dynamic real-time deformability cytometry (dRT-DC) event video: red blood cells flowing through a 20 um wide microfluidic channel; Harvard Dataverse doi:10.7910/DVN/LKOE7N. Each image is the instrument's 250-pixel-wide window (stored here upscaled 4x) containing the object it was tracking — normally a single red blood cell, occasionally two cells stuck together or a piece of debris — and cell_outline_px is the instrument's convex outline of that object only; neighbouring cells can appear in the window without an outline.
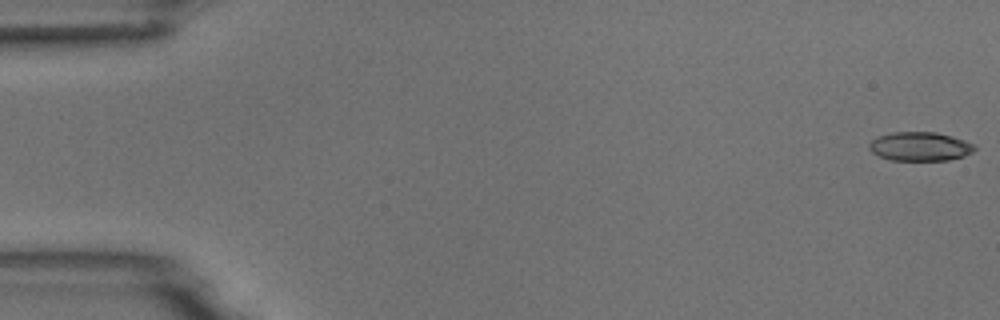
{"species": "common noctule bat (a hibernating species)", "species_latin": "Nyctalus noctula", "temperature_condition": "room temperature", "stored_images_in_passage": 9, "camera_frame_rate_fps": 3000, "um_per_image_px": 0.085, "animal": {"sex": "male", "body_mass_g": 18.8}, "frame": {"image": 1, "passage_image": 1, "time_ms": 0.0, "image_size_px": [1000, 320], "cell_outline_px": [[976, 148], [972, 152], [964, 156], [948, 160], [888, 160], [872, 152], [868, 148], [868, 144], [876, 136], [892, 132], [936, 132], [952, 136], [976, 144]], "centroid_in_image_um": [78.19, 12.44], "position_along_channel_um": 6.8, "area_um2": 17.92}}
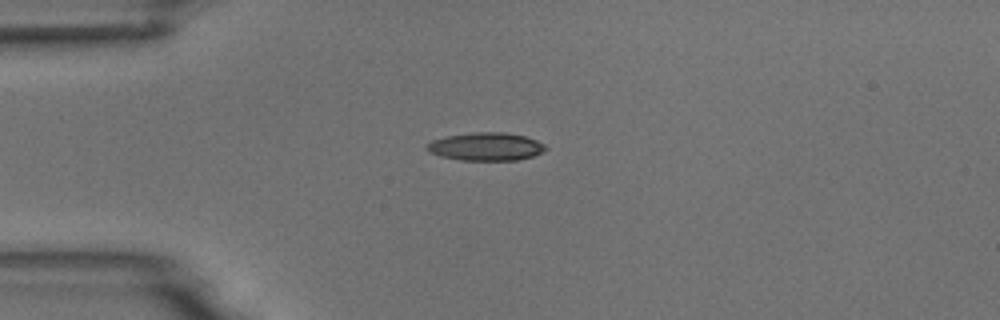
{"frame": {"image": 2, "passage_image": 4, "time_ms": 4.333, "image_size_px": [1000, 320], "cell_outline_px": [[548, 148], [544, 152], [532, 156], [516, 160], [460, 160], [440, 156], [428, 152], [424, 148], [432, 140], [448, 136], [472, 132], [508, 132], [524, 136], [536, 140], [544, 144]], "centroid_in_image_um": [41.31, 12.46], "position_along_channel_um": 43.7, "area_um2": 19.48}}
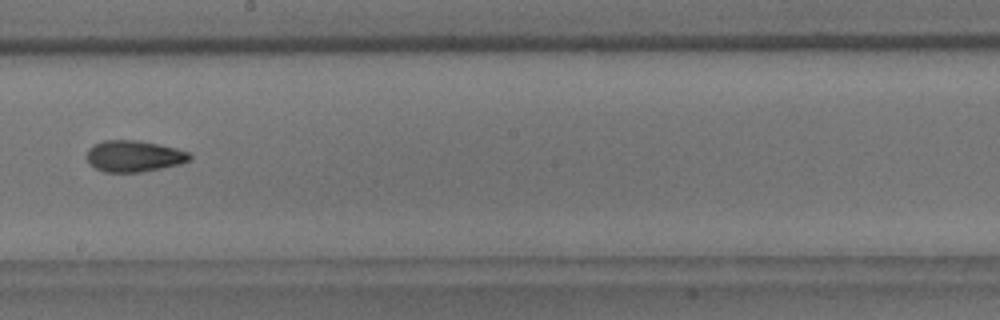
{"frame": {"image": 3, "passage_image": 9, "time_ms": 10.0, "image_size_px": [1000, 320], "cell_outline_px": [[192, 156], [188, 160], [180, 164], [140, 172], [104, 172], [96, 168], [88, 160], [88, 148], [92, 144], [104, 140], [136, 140], [160, 144], [176, 148], [188, 152]], "centroid_in_image_um": [11.38, 13.26], "position_along_channel_um": 236.8, "area_um2": 18.67}}